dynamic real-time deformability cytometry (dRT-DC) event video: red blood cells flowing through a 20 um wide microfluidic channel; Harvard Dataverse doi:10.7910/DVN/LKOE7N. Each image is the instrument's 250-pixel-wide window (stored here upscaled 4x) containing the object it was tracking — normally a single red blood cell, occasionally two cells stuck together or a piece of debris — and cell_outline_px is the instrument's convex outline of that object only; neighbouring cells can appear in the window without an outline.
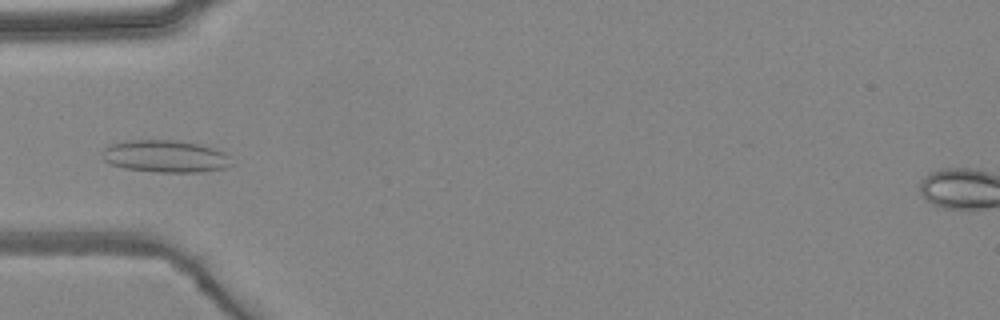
{"species": "common noctule bat (a hibernating species)", "species_latin": "Nyctalus noctula", "temperature_condition": "warm", "stored_images_in_passage": 3, "camera_frame_rate_fps": 3000, "um_per_image_px": 0.085, "animal": {"sex": "female", "body_mass_g": 24.6, "forearm_length_mm": 56.2}, "frame": {"image": 1, "passage_image": 3, "time_ms": 3.333, "image_size_px": [1000, 320], "cell_outline_px": [[232, 164], [224, 168], [200, 172], [156, 172], [124, 168], [112, 164], [104, 160], [104, 148], [112, 144], [124, 140], [176, 140], [200, 144], [224, 152], [228, 156]], "centroid_in_image_um": [14.06, 13.28], "position_along_channel_um": 70.9, "area_um2": 24.1}}